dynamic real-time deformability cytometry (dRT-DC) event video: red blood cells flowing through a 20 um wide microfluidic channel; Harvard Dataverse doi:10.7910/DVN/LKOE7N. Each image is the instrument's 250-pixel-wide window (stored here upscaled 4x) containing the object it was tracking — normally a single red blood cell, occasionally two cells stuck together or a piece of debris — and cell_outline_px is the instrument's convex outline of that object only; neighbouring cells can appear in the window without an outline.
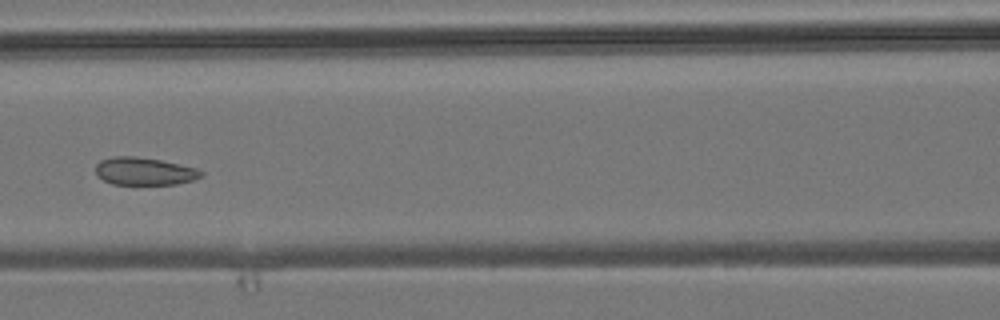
{"species": "common noctule bat (a hibernating species)", "species_latin": "Nyctalus noctula", "temperature_condition": "room temperature", "stored_images_in_passage": 6, "camera_frame_rate_fps": 3000, "um_per_image_px": 0.085, "animal": {"sex": "male", "body_mass_g": 19.2, "forearm_length_mm": 51.8}, "frame": {"image": 1, "passage_image": 6, "time_ms": 5.667, "image_size_px": [1000, 320], "cell_outline_px": [[204, 176], [192, 180], [176, 184], [112, 184], [96, 176], [96, 164], [100, 160], [112, 156], [136, 156], [160, 160], [196, 168], [204, 172]], "centroid_in_image_um": [12.25, 14.55], "position_along_channel_um": 154.3, "area_um2": 17.05}}